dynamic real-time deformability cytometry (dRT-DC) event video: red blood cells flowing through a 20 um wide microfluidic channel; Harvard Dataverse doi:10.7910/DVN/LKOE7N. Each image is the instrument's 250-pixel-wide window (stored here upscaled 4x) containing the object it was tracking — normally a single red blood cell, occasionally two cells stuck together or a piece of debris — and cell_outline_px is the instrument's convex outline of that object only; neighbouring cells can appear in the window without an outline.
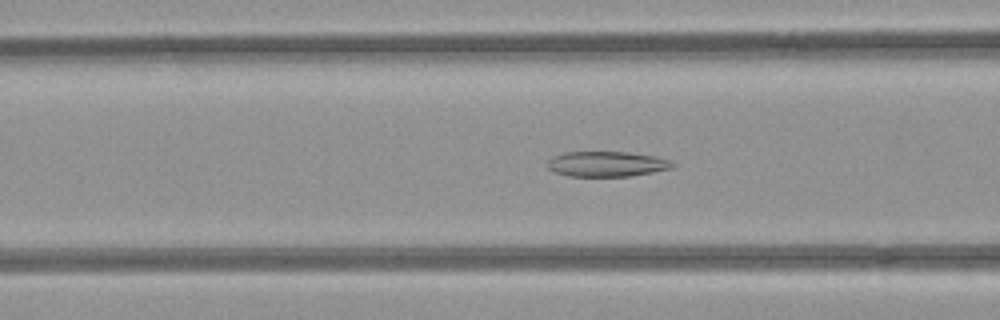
{"species": "common noctule bat (a hibernating species)", "species_latin": "Nyctalus noctula", "temperature_condition": "room temperature", "stored_images_in_passage": 52, "camera_frame_rate_fps": 3000, "um_per_image_px": 0.085, "animal": {"sex": "female", "body_mass_g": 21.9}, "frame": {"image": 1, "passage_image": 20, "time_ms": 6.333, "image_size_px": [1000, 320], "cell_outline_px": [[676, 164], [672, 168], [632, 176], [568, 176], [556, 172], [548, 168], [544, 164], [552, 156], [564, 152], [628, 152], [656, 156], [668, 160]], "centroid_in_image_um": [51.54, 13.93], "position_along_channel_um": 115.1, "area_um2": 18.5}}
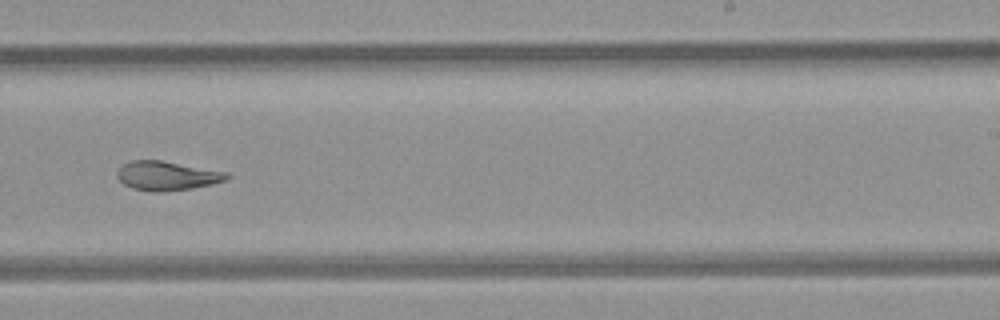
{"frame": {"image": 2, "passage_image": 32, "time_ms": 10.333, "image_size_px": [1000, 320], "cell_outline_px": [[232, 176], [228, 180], [212, 184], [192, 188], [160, 192], [152, 192], [132, 188], [124, 184], [116, 176], [116, 172], [124, 164], [132, 160], [160, 160], [228, 172]], "centroid_in_image_um": [14.22, 14.94], "position_along_channel_um": 274.8, "area_um2": 18.67}}
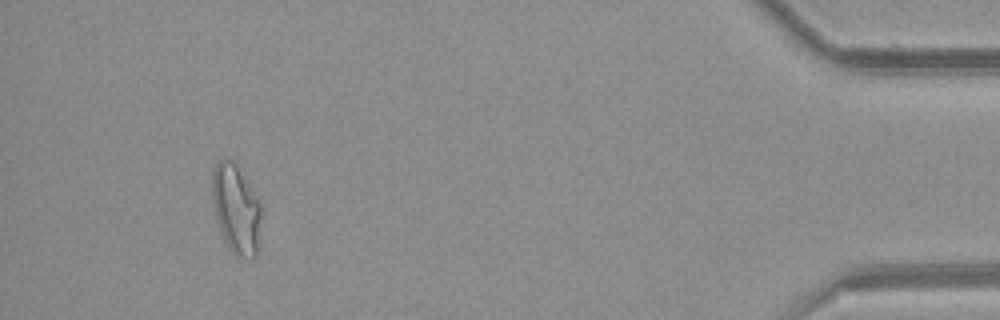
{"frame": {"image": 3, "passage_image": 48, "time_ms": 15.667, "image_size_px": [1000, 320], "cell_outline_px": [[260, 220], [256, 256], [252, 260], [236, 256], [232, 252], [220, 228], [216, 216], [212, 196], [212, 172], [216, 160], [228, 156], [236, 164], [256, 196], [260, 204]], "centroid_in_image_um": [20.05, 17.72], "position_along_channel_um": 415.2, "area_um2": 25.14}, "authors_computed_cell_mechanics": {"area_um2": 21.4727, "velocity_mm_per_s": 3.9931, "shape_relaxation_time_tau1_ms": null, "shape_relaxation_time_tau2_ms": 1.9577, "deformation_change_tau1": null, "deformation_change_tau2": 0.0863}}